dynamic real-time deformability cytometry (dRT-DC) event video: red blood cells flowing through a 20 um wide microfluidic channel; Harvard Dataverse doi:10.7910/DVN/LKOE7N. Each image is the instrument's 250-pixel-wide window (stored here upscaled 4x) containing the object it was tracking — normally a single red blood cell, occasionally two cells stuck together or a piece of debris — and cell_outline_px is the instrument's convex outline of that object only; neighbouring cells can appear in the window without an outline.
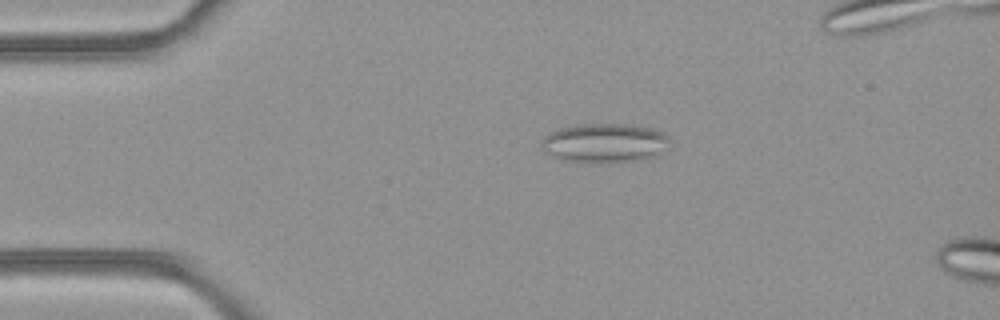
{"species": "common noctule bat (a hibernating species)", "species_latin": "Nyctalus noctula", "temperature_condition": "room temperature", "stored_images_in_passage": 10, "camera_frame_rate_fps": 3000, "um_per_image_px": 0.085, "animal": {"sex": "female", "body_mass_g": 21.9}, "frame": {"image": 1, "passage_image": 6, "time_ms": 1.667, "image_size_px": [1000, 320], "cell_outline_px": [[668, 140], [656, 156], [624, 160], [564, 160], [552, 156], [544, 152], [540, 148], [540, 144], [544, 136], [556, 128], [576, 124], [624, 124], [652, 128], [668, 136]], "centroid_in_image_um": [51.27, 12.09], "position_along_channel_um": 33.7, "area_um2": 28.21}}